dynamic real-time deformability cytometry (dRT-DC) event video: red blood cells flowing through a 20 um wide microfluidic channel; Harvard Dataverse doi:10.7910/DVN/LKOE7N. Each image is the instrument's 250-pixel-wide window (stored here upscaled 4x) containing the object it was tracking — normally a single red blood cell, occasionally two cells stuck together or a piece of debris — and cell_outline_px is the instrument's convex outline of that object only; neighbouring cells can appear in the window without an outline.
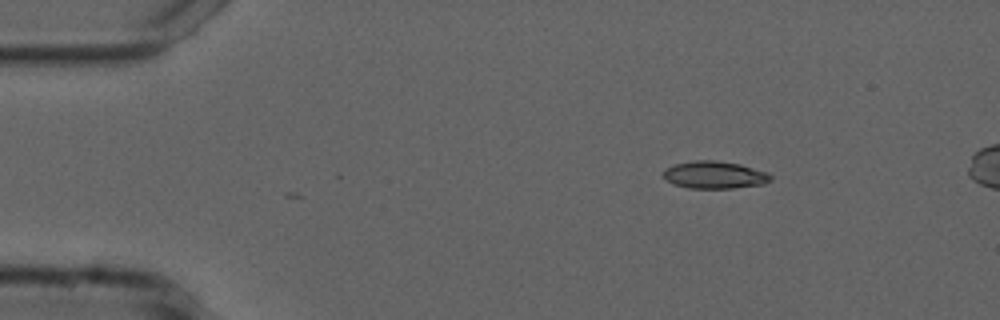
{"species": "common noctule bat (a hibernating species)", "species_latin": "Nyctalus noctula", "temperature_condition": "cold", "stored_images_in_passage": 2, "camera_frame_rate_fps": 3000, "um_per_image_px": 0.085, "animal": {"sex": "male", "forearm_length_mm": 52.5}, "frame": {"image": 1, "passage_image": 2, "time_ms": 0.333, "image_size_px": [1000, 320], "cell_outline_px": [[772, 180], [764, 184], [732, 188], [688, 188], [676, 184], [668, 180], [664, 176], [664, 172], [668, 168], [676, 164], [696, 160], [716, 160], [740, 164], [768, 172], [772, 176]], "centroid_in_image_um": [60.82, 14.86], "position_along_channel_um": 24.2, "area_um2": 16.94}}